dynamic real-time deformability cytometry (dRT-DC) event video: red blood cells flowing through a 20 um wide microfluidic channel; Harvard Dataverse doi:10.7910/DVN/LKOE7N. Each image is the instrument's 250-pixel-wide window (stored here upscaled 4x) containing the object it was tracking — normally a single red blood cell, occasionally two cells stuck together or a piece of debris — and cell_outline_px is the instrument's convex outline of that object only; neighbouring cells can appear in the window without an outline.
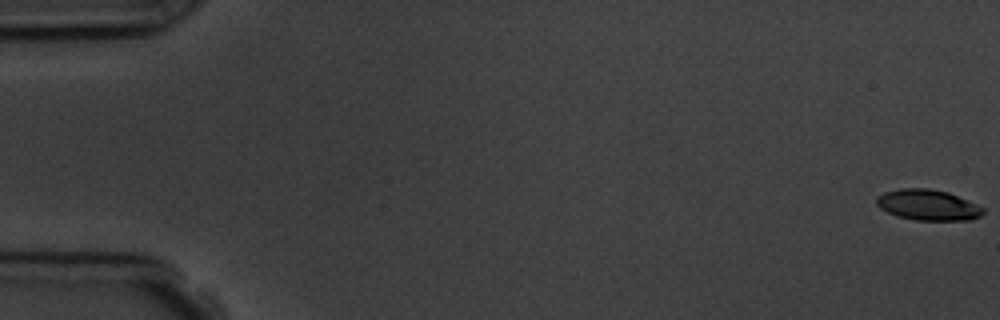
{"species": "common noctule bat (a hibernating species)", "species_latin": "Nyctalus noctula", "temperature_condition": "room temperature", "stored_images_in_passage": 5, "camera_frame_rate_fps": 3000, "um_per_image_px": 0.085, "animal": {"sex": "male", "body_mass_g": 19.5, "forearm_length_mm": 54.6}, "frame": {"image": 1, "passage_image": 1, "time_ms": 0.0, "image_size_px": [1000, 320], "cell_outline_px": [[984, 212], [980, 216], [972, 220], [916, 220], [896, 216], [880, 208], [876, 204], [876, 196], [884, 192], [900, 188], [928, 188], [948, 192], [976, 204], [984, 208]], "centroid_in_image_um": [78.85, 17.42], "position_along_channel_um": 6.1, "area_um2": 19.13}}
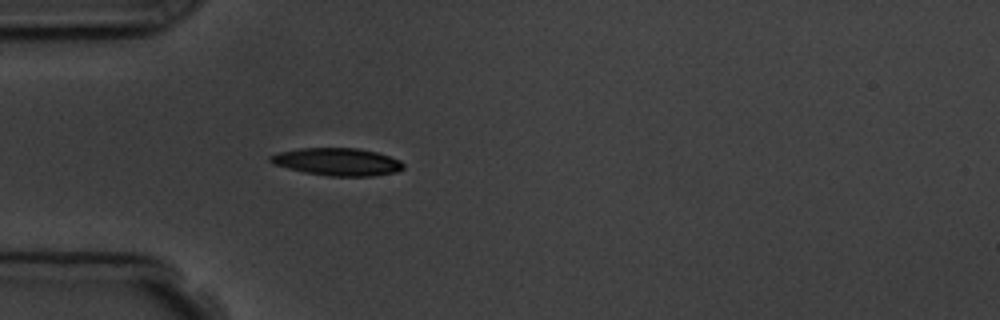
{"frame": {"image": 2, "passage_image": 5, "time_ms": 5.333, "image_size_px": [1000, 320], "cell_outline_px": [[404, 168], [396, 172], [372, 176], [328, 176], [304, 172], [272, 164], [268, 160], [268, 156], [280, 152], [300, 148], [356, 148], [376, 152], [400, 160], [404, 164]], "centroid_in_image_um": [28.66, 13.75], "position_along_channel_um": 56.3, "area_um2": 21.33}}